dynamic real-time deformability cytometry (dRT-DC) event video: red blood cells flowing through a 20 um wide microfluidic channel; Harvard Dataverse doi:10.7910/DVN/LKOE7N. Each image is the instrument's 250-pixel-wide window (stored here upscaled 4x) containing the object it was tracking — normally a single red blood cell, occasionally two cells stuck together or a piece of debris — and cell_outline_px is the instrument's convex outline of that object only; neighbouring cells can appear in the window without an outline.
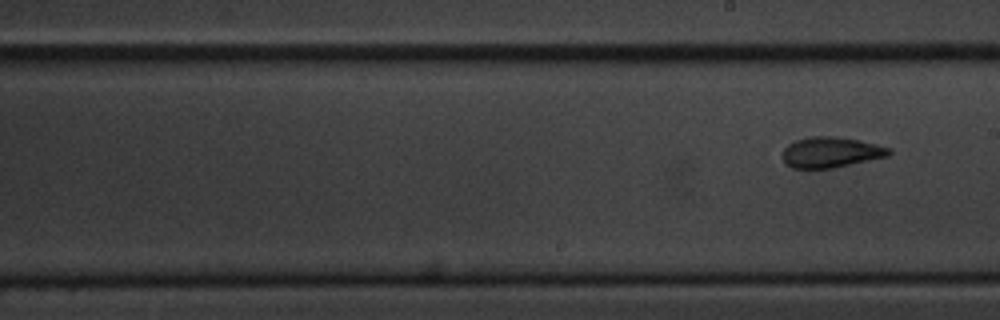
{"species": "common noctule bat (a hibernating species)", "species_latin": "Nyctalus noctula", "temperature_condition": "cold", "stored_images_in_passage": 8, "segment_of_instrument_passage": [2, 2], "camera_frame_rate_fps": 3000, "um_per_image_px": 0.085, "animal": {"sex": "male", "body_mass_g": 20.1, "forearm_length_mm": 53.5}, "frame": {"image": 1, "passage_image": 8, "time_ms": 9.667, "image_size_px": [1000, 320], "cell_outline_px": [[892, 152], [888, 156], [832, 168], [792, 168], [784, 164], [784, 148], [788, 144], [796, 140], [808, 136], [832, 136], [860, 140], [892, 148]], "centroid_in_image_um": [70.63, 12.93], "position_along_channel_um": 218.4, "area_um2": 18.96}}